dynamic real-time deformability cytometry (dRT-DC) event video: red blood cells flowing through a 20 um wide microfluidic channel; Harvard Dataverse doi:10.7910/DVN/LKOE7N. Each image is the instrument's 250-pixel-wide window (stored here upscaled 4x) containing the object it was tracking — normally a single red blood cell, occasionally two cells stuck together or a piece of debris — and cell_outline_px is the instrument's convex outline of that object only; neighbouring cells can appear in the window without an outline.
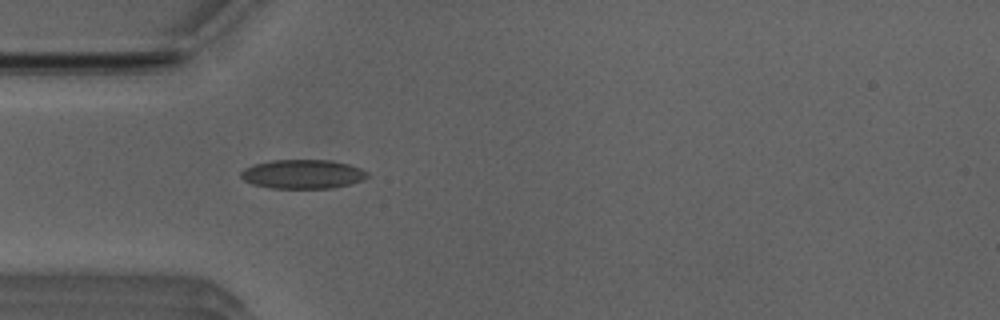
{"species": "Egyptian fruit bat (a non-hibernating species)", "species_latin": "Rousettus aegyptiacus", "temperature_condition": "room temperature", "stored_images_in_passage": 25, "camera_frame_rate_fps": 3000, "um_per_image_px": 0.085, "animal": {"sex": "male"}, "frame": {"image": 1, "passage_image": 1, "time_ms": 0.0, "image_size_px": [1000, 320], "cell_outline_px": [[368, 176], [364, 180], [332, 188], [272, 188], [252, 184], [244, 180], [240, 176], [240, 172], [244, 168], [252, 164], [272, 160], [332, 160], [348, 164], [360, 168], [368, 172]], "centroid_in_image_um": [25.71, 14.79], "position_along_channel_um": 59.3, "area_um2": 21.5}}
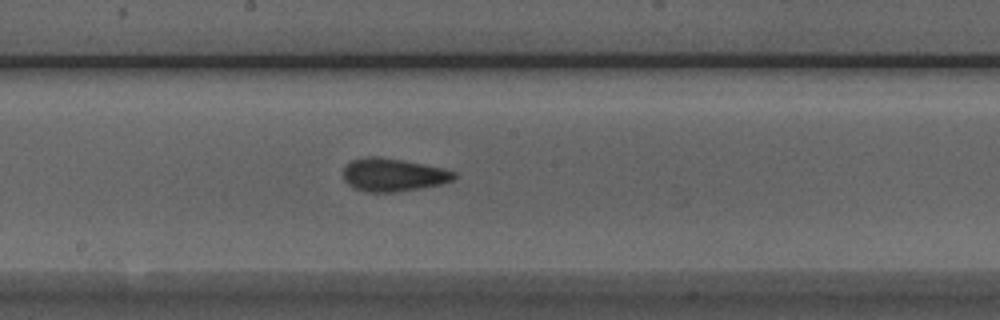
{"frame": {"image": 2, "passage_image": 13, "time_ms": 4.0, "image_size_px": [1000, 320], "cell_outline_px": [[456, 176], [452, 180], [440, 184], [420, 188], [392, 192], [364, 192], [348, 184], [344, 180], [344, 168], [352, 160], [364, 156], [380, 156], [404, 160], [444, 168], [456, 172]], "centroid_in_image_um": [33.41, 14.84], "position_along_channel_um": 214.8, "area_um2": 21.33}}
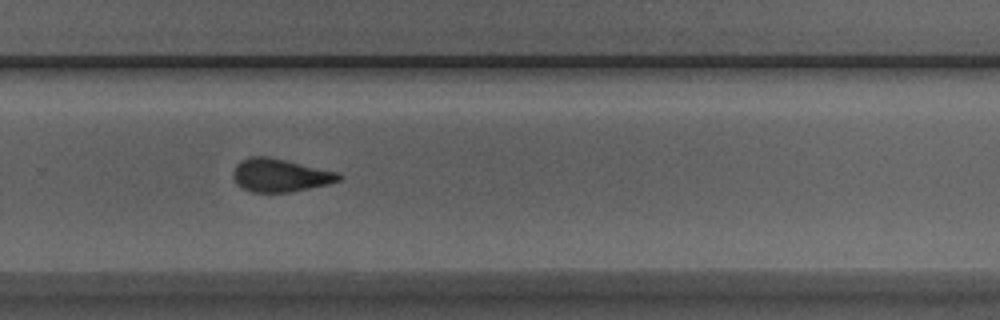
{"frame": {"image": 3, "passage_image": 20, "time_ms": 6.333, "image_size_px": [1000, 320], "cell_outline_px": [[344, 176], [340, 180], [328, 184], [292, 192], [248, 192], [232, 176], [232, 172], [236, 164], [252, 156], [268, 156], [340, 172]], "centroid_in_image_um": [23.86, 14.9], "position_along_channel_um": 305.9, "area_um2": 20.4}, "authors_computed_cell_mechanics": {"area_um2": 20.6346, "velocity_mm_per_s": 3.9138, "shape_relaxation_time_tau1_ms": 3.8709, "shape_relaxation_time_tau2_ms": 1.8152, "deformation_change_tau1": 0.1091, "deformation_change_tau2": 0.0761}}